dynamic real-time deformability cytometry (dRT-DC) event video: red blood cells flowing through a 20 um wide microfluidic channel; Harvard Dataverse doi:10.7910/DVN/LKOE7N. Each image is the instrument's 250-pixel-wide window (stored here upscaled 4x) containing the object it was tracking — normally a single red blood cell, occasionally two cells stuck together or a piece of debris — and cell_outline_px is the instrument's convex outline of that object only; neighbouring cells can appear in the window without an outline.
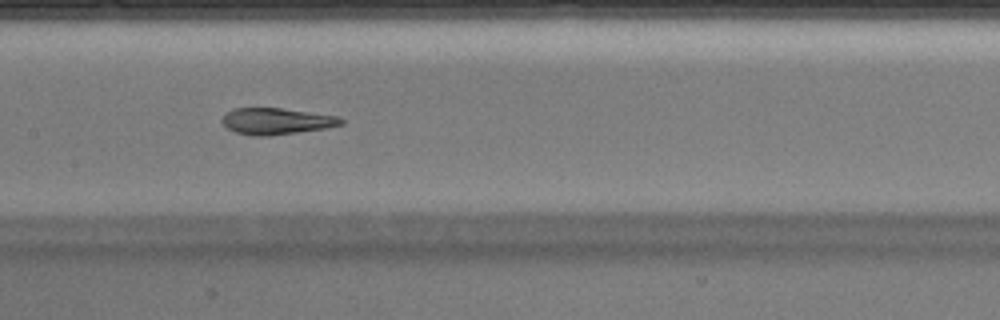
{"species": "Egyptian fruit bat (a non-hibernating species)", "species_latin": "Rousettus aegyptiacus", "temperature_condition": "warm", "stored_images_in_passage": 42, "camera_frame_rate_fps": 3000, "um_per_image_px": 0.085, "animal": {"sex": "male"}, "frame": {"image": 1, "passage_image": 20, "time_ms": 6.333, "image_size_px": [1000, 320], "cell_outline_px": [[344, 124], [324, 128], [268, 136], [256, 136], [236, 132], [228, 128], [220, 120], [232, 108], [280, 108], [336, 116], [344, 120]], "centroid_in_image_um": [23.47, 10.3], "position_along_channel_um": 183.9, "area_um2": 17.98}}
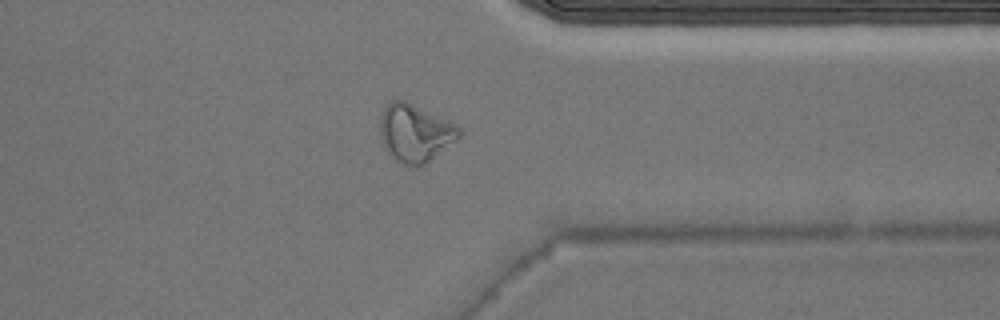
{"frame": {"image": 2, "passage_image": 33, "time_ms": 10.667, "image_size_px": [1000, 320], "cell_outline_px": [[460, 136], [456, 140], [420, 168], [412, 168], [400, 164], [392, 156], [384, 144], [380, 128], [380, 116], [384, 108], [392, 100], [404, 100], [456, 124], [460, 128]], "centroid_in_image_um": [35.28, 11.33], "position_along_channel_um": 376.1, "area_um2": 26.36}}
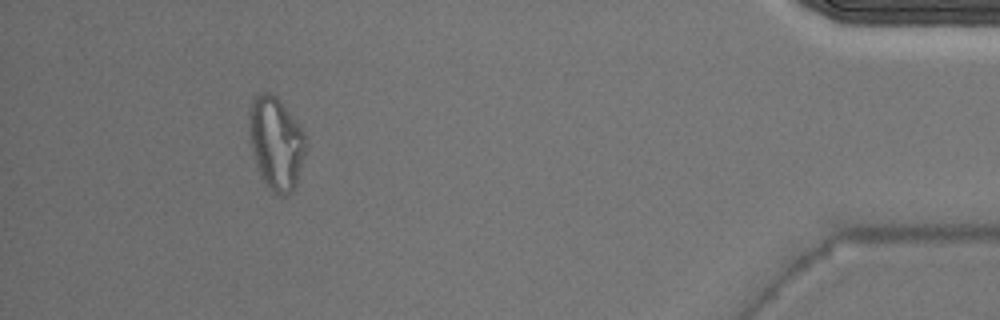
{"frame": {"image": 3, "passage_image": 39, "time_ms": 12.667, "image_size_px": [1000, 320], "cell_outline_px": [[304, 152], [296, 184], [292, 192], [284, 196], [276, 196], [264, 184], [252, 152], [248, 116], [248, 112], [252, 100], [256, 96], [264, 92], [268, 92], [276, 96], [304, 132]], "centroid_in_image_um": [23.43, 12.2], "position_along_channel_um": 411.8, "area_um2": 30.11}}